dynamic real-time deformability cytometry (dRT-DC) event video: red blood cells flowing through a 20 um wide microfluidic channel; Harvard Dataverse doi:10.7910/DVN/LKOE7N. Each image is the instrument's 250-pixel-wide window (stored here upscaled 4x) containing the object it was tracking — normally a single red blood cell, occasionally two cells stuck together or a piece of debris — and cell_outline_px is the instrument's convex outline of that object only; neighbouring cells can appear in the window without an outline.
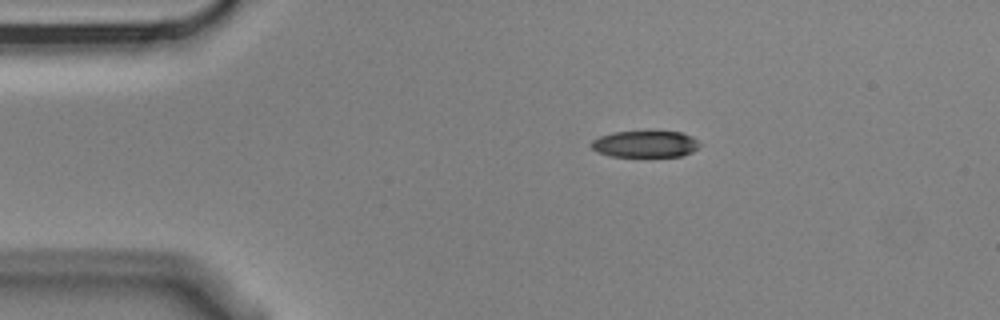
{"species": "Egyptian fruit bat (a non-hibernating species)", "species_latin": "Rousettus aegyptiacus", "temperature_condition": "cold", "stored_images_in_passage": 14, "camera_frame_rate_fps": 3000, "um_per_image_px": 0.085, "animal": {"sex": "male"}, "frame": {"image": 1, "passage_image": 2, "time_ms": 0.333, "image_size_px": [1000, 320], "cell_outline_px": [[700, 144], [692, 152], [680, 156], [612, 156], [596, 152], [588, 144], [592, 140], [600, 136], [612, 132], [680, 132], [692, 136]], "centroid_in_image_um": [54.79, 12.24], "position_along_channel_um": 30.2, "area_um2": 16.65}}
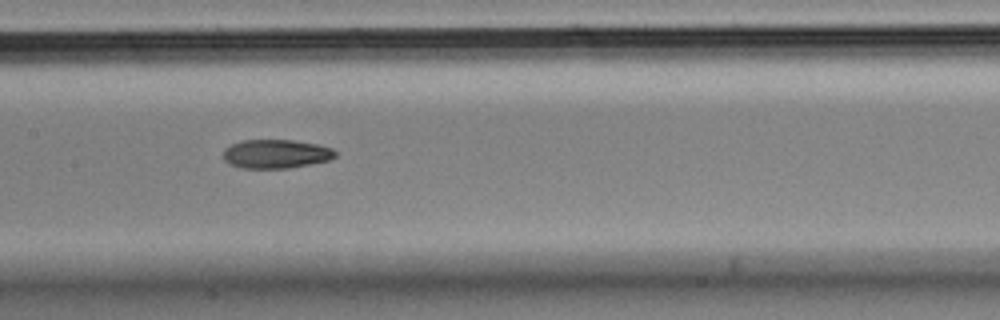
{"frame": {"image": 2, "passage_image": 7, "time_ms": 2.0, "image_size_px": [1000, 320], "cell_outline_px": [[336, 156], [328, 160], [288, 168], [240, 168], [228, 164], [224, 160], [224, 148], [240, 140], [296, 140], [316, 144], [332, 148], [336, 152]], "centroid_in_image_um": [23.42, 13.08], "position_along_channel_um": 184.0, "area_um2": 18.84}}
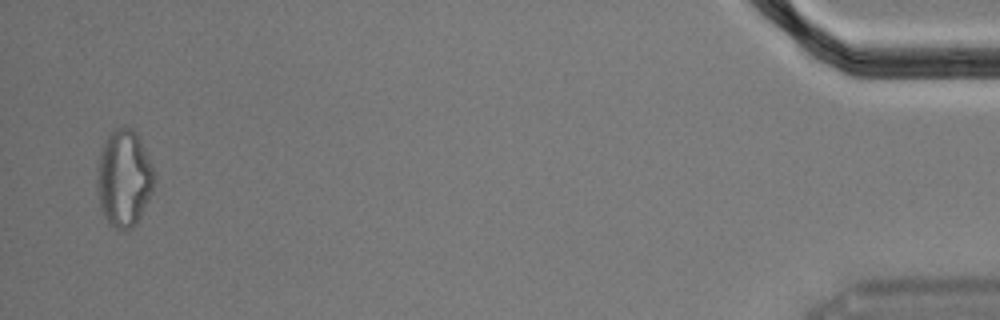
{"frame": {"image": 3, "passage_image": 14, "time_ms": 4.333, "image_size_px": [1000, 320], "cell_outline_px": [[156, 180], [152, 192], [136, 224], [132, 228], [116, 228], [108, 224], [100, 212], [96, 184], [96, 180], [100, 152], [104, 140], [112, 128], [132, 128], [136, 132], [148, 156], [156, 176]], "centroid_in_image_um": [10.52, 15.16], "position_along_channel_um": 424.7, "area_um2": 32.6}}